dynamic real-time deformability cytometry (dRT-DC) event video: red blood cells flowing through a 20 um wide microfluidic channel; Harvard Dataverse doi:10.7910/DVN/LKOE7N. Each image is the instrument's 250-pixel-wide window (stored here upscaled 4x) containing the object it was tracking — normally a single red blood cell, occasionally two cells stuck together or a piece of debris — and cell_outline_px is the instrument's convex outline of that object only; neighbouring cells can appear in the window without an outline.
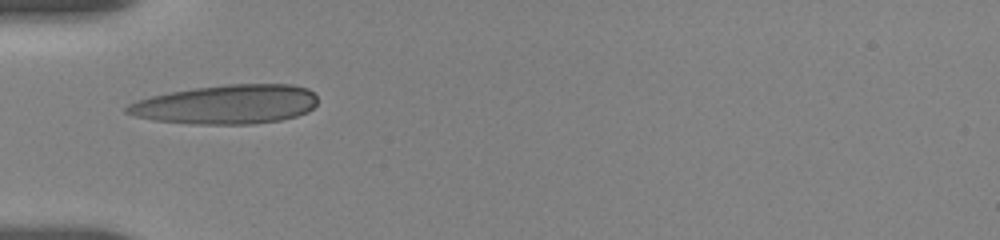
{"species": "human", "species_latin": "Homo sapiens", "temperature_condition": "room temperature", "stored_images_in_passage": 30, "camera_frame_rate_fps": 3000, "um_per_image_px": 0.085, "donor": {"sex": "female"}, "frame": {"image": 1, "passage_image": 1, "time_ms": 0.0, "image_size_px": [1000, 240], "cell_outline_px": [[316, 104], [308, 112], [296, 116], [280, 120], [252, 124], [196, 124], [156, 120], [136, 116], [124, 112], [124, 108], [128, 104], [152, 96], [172, 92], [196, 88], [228, 84], [292, 84], [308, 88], [316, 96]], "centroid_in_image_um": [19.29, 8.87], "position_along_channel_um": 65.7, "area_um2": 43.23}}
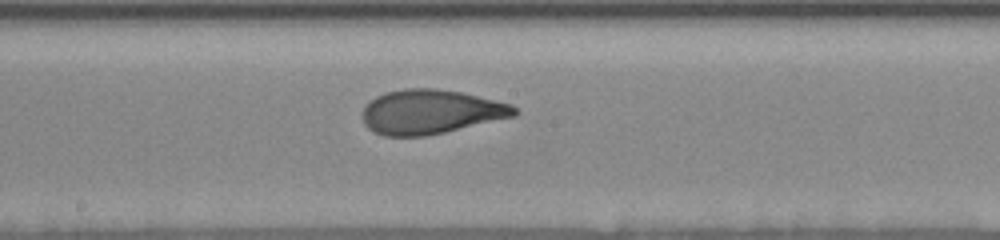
{"frame": {"image": 2, "passage_image": 17, "time_ms": 4.0, "image_size_px": [1000, 240], "cell_outline_px": [[520, 112], [516, 116], [444, 132], [424, 136], [384, 136], [368, 128], [364, 124], [364, 108], [376, 96], [384, 92], [404, 88], [436, 88], [460, 92], [512, 104]], "centroid_in_image_um": [36.64, 9.5], "position_along_channel_um": 211.6, "area_um2": 39.07}}
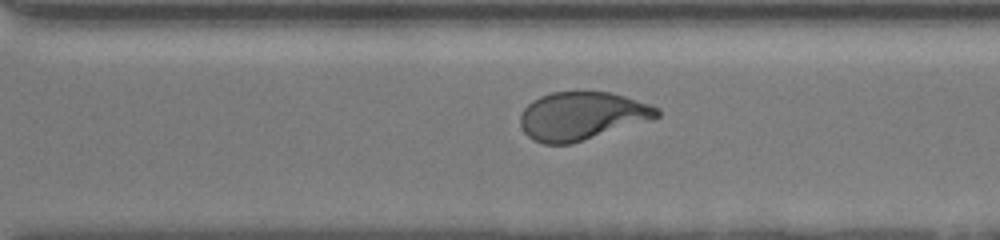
{"frame": {"image": 3, "passage_image": 29, "time_ms": 7.0, "image_size_px": [1000, 240], "cell_outline_px": [[660, 116], [572, 144], [544, 144], [532, 140], [524, 132], [520, 124], [520, 112], [532, 100], [540, 96], [552, 92], [612, 92], [660, 108]], "centroid_in_image_um": [49.4, 9.85], "position_along_channel_um": 321.2, "area_um2": 38.09}}